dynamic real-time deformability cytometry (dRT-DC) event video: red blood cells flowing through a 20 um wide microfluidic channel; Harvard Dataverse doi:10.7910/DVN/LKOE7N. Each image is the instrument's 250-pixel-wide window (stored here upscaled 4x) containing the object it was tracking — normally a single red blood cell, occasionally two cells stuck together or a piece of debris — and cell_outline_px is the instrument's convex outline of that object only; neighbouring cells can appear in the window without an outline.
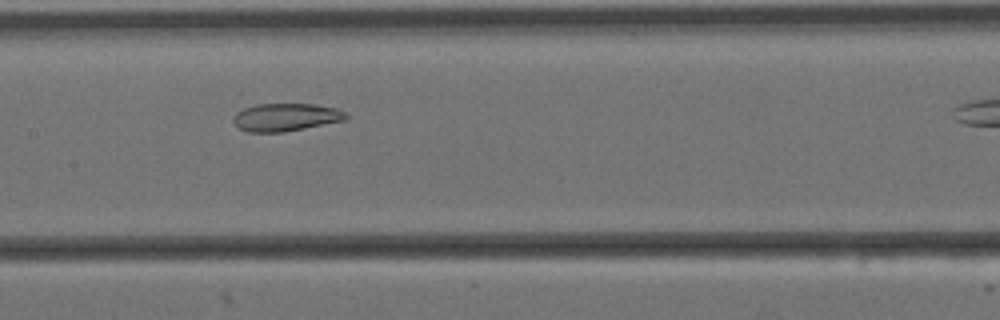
{"species": "Egyptian fruit bat (a non-hibernating species)", "species_latin": "Rousettus aegyptiacus", "temperature_condition": "cold", "stored_images_in_passage": 14, "segment_of_instrument_passage": [1, 2], "camera_frame_rate_fps": 3000, "um_per_image_px": 0.085, "animal": {"sex": "female"}, "frame": {"image": 1, "passage_image": 5, "time_ms": 1.333, "image_size_px": [1000, 320], "cell_outline_px": [[348, 116], [344, 120], [284, 132], [248, 132], [240, 128], [232, 120], [236, 112], [244, 108], [256, 104], [316, 104], [336, 108], [344, 112]], "centroid_in_image_um": [24.27, 9.95], "position_along_channel_um": 183.1, "area_um2": 18.09}}
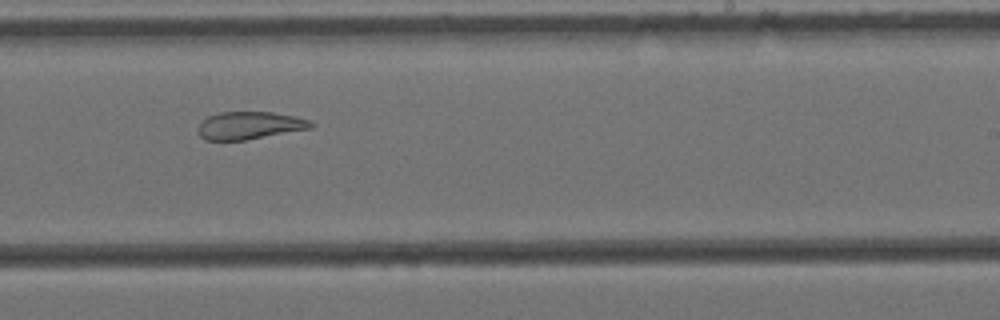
{"frame": {"image": 2, "passage_image": 8, "time_ms": 2.333, "image_size_px": [1000, 320], "cell_outline_px": [[316, 124], [312, 128], [244, 140], [204, 140], [196, 132], [196, 128], [200, 120], [208, 116], [220, 112], [272, 112], [296, 116], [308, 120]], "centroid_in_image_um": [21.16, 10.66], "position_along_channel_um": 267.8, "area_um2": 18.38}}
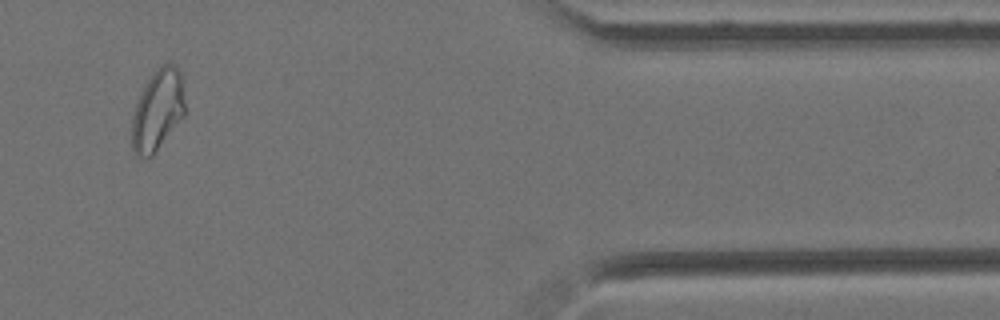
{"frame": {"image": 3, "passage_image": 12, "time_ms": 3.667, "image_size_px": [1000, 320], "cell_outline_px": [[184, 116], [152, 156], [136, 156], [132, 148], [132, 116], [136, 104], [148, 80], [156, 68], [160, 64], [176, 64], [180, 72], [184, 104]], "centroid_in_image_um": [13.39, 9.36], "position_along_channel_um": 398.0, "area_um2": 24.62}}